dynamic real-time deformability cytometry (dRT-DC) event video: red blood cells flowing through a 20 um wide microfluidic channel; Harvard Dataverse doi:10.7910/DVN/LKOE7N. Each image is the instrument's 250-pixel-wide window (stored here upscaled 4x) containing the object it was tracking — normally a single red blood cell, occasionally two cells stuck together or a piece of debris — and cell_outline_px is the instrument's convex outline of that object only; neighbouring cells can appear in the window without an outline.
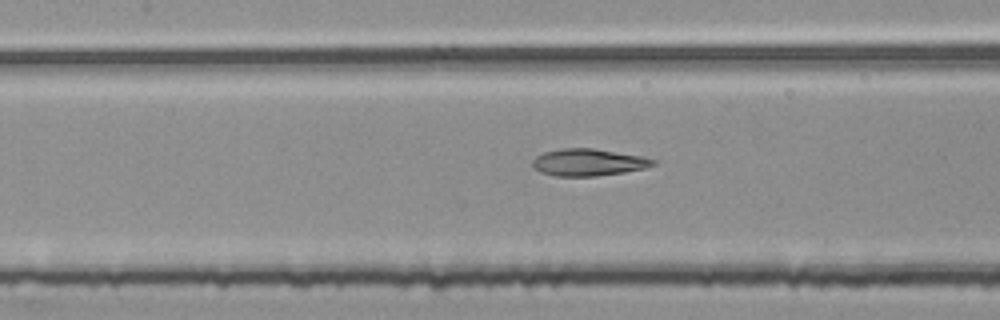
{"species": "common noctule bat (a hibernating species)", "species_latin": "Nyctalus noctula", "temperature_condition": "room temperature", "stored_images_in_passage": 38, "camera_frame_rate_fps": 3000, "um_per_image_px": 0.085, "animal": {"sex": "female", "body_mass_g": 25.1}, "frame": {"image": 1, "passage_image": 20, "time_ms": 6.333, "image_size_px": [1000, 320], "cell_outline_px": [[656, 164], [644, 168], [624, 172], [596, 176], [556, 176], [540, 172], [532, 168], [532, 160], [536, 156], [544, 152], [560, 148], [592, 148], [640, 156], [656, 160]], "centroid_in_image_um": [49.95, 13.8], "position_along_channel_um": 157.4, "area_um2": 18.96}}
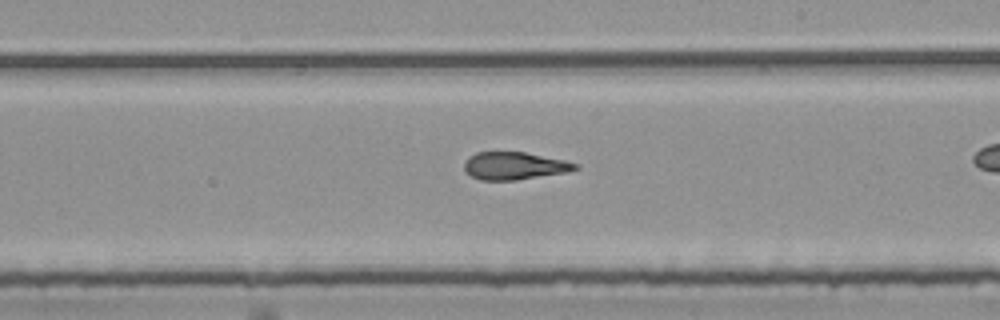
{"frame": {"image": 2, "passage_image": 27, "time_ms": 8.667, "image_size_px": [1000, 320], "cell_outline_px": [[580, 168], [568, 172], [516, 180], [480, 180], [472, 176], [464, 168], [464, 160], [468, 156], [476, 152], [524, 152], [564, 160], [580, 164]], "centroid_in_image_um": [43.74, 14.09], "position_along_channel_um": 245.3, "area_um2": 17.92}}
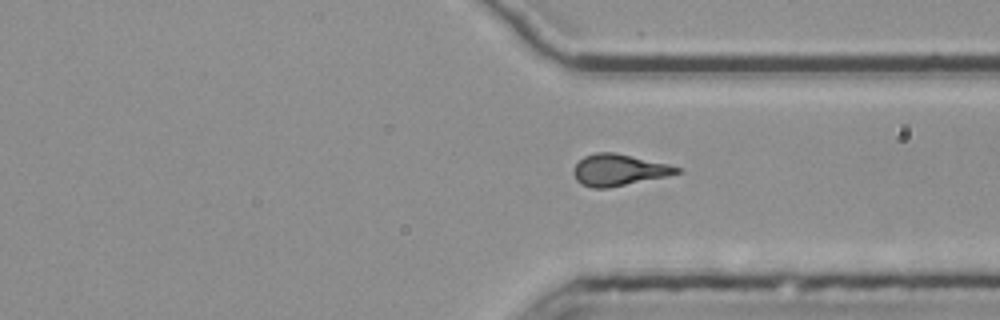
{"frame": {"image": 3, "passage_image": 36, "time_ms": 11.667, "image_size_px": [1000, 320], "cell_outline_px": [[684, 172], [668, 176], [608, 188], [592, 188], [580, 184], [576, 180], [572, 172], [576, 164], [584, 156], [596, 152], [616, 152], [668, 164], [680, 168]], "centroid_in_image_um": [52.6, 14.45], "position_along_channel_um": 358.8, "area_um2": 19.13}}